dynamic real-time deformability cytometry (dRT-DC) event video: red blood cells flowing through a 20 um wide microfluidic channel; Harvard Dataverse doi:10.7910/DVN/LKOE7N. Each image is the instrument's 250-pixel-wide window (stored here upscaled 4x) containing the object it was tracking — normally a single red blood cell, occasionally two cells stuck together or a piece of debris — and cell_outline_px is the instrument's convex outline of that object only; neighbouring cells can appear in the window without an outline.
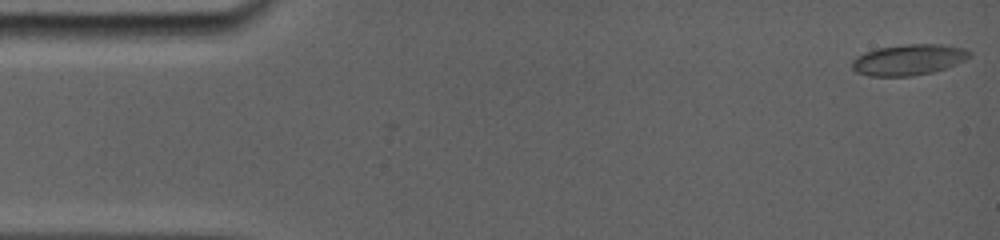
{"species": "common noctule bat (a hibernating species)", "species_latin": "Nyctalus noctula", "temperature_condition": "room temperature", "stored_images_in_passage": 38, "camera_frame_rate_fps": 5000, "um_per_image_px": 0.085, "animal": {"sex": "female", "body_mass_g": 19.0, "forearm_length_mm": 56.7}, "frame": {"image": 1, "passage_image": 1, "time_ms": 0.0, "image_size_px": [1000, 240], "cell_outline_px": [[972, 56], [956, 64], [932, 72], [912, 76], [868, 76], [856, 72], [852, 68], [852, 60], [856, 56], [864, 52], [876, 48], [904, 44], [944, 44], [964, 48], [972, 52]], "centroid_in_image_um": [77.22, 5.07], "position_along_channel_um": 7.8, "area_um2": 21.33}}
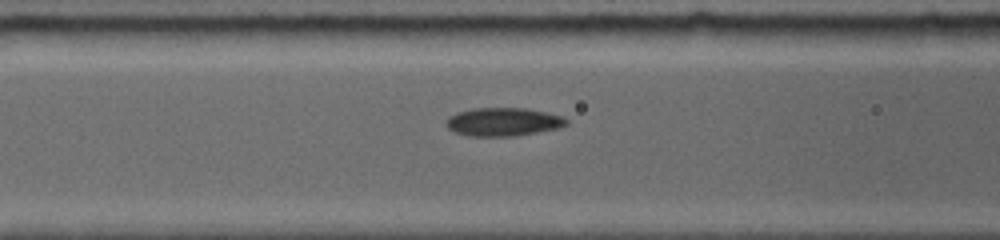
{"frame": {"image": 2, "passage_image": 16, "time_ms": 6.2, "image_size_px": [1000, 240], "cell_outline_px": [[568, 124], [556, 128], [508, 136], [472, 136], [456, 132], [448, 128], [448, 116], [456, 112], [476, 108], [524, 108], [544, 112], [560, 116], [568, 120]], "centroid_in_image_um": [42.74, 10.34], "position_along_channel_um": 123.9, "area_um2": 19.25}}
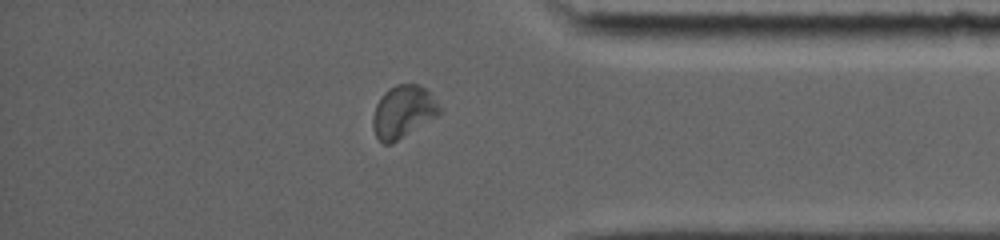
{"frame": {"image": 3, "passage_image": 32, "time_ms": 13.6, "image_size_px": [1000, 240], "cell_outline_px": [[440, 112], [436, 116], [392, 144], [384, 144], [376, 136], [372, 128], [372, 116], [376, 104], [380, 96], [388, 88], [396, 84], [416, 84], [424, 88], [432, 96], [440, 108]], "centroid_in_image_um": [34.2, 9.5], "position_along_channel_um": 401.0, "area_um2": 20.17}, "authors_computed_cell_mechanics": {"area_um2": 19.3919, "velocity_mm_per_s": 3.8236, "shape_relaxation_time_tau1_ms": null, "shape_relaxation_time_tau2_ms": 4.5551, "deformation_change_tau1": null, "deformation_change_tau2": 0.0723}}